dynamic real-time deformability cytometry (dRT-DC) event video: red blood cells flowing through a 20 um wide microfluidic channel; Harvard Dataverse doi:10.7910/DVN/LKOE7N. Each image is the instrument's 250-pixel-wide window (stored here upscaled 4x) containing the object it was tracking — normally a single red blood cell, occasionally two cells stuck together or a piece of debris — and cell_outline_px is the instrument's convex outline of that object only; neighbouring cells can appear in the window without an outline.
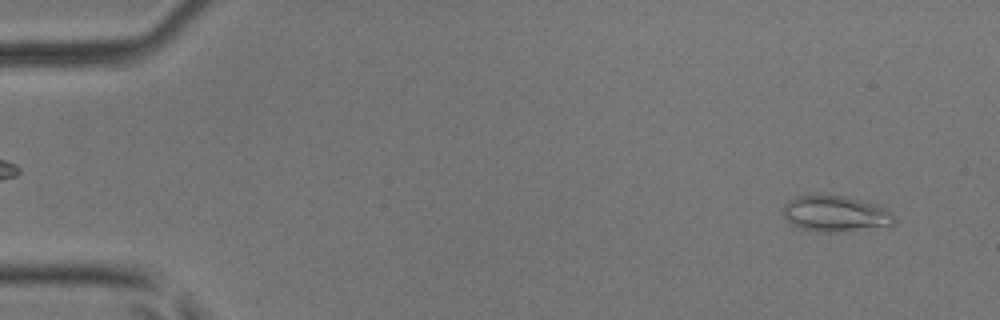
{"species": "common noctule bat (a hibernating species)", "species_latin": "Nyctalus noctula", "temperature_condition": "room temperature", "stored_images_in_passage": 50, "camera_frame_rate_fps": 3000, "um_per_image_px": 0.085, "animal": {"sex": "male", "body_mass_g": 17.9, "forearm_length_mm": 54.2}, "frame": {"image": 1, "passage_image": 3, "time_ms": 0.667, "image_size_px": [1000, 320], "cell_outline_px": [[896, 220], [892, 228], [844, 232], [824, 232], [800, 228], [792, 224], [784, 216], [784, 204], [788, 200], [796, 196], [844, 196], [876, 204], [888, 208], [892, 212]], "centroid_in_image_um": [71.14, 18.21], "position_along_channel_um": 13.9, "area_um2": 23.76}}
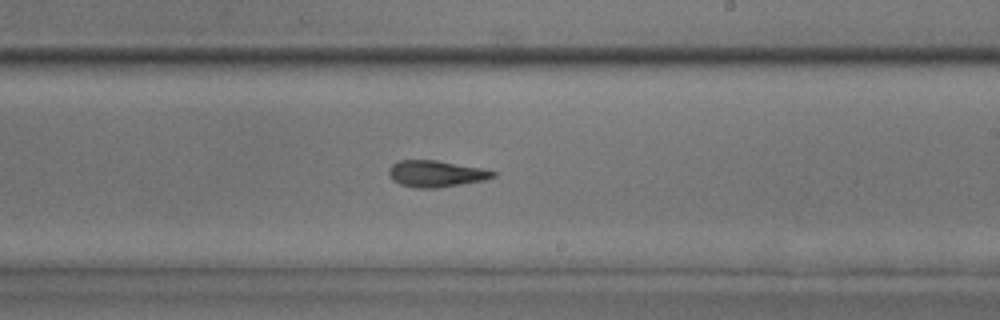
{"frame": {"image": 2, "passage_image": 30, "time_ms": 9.667, "image_size_px": [1000, 320], "cell_outline_px": [[496, 176], [484, 180], [436, 188], [416, 188], [400, 184], [392, 180], [388, 176], [388, 168], [392, 164], [400, 160], [436, 160], [480, 168], [496, 172]], "centroid_in_image_um": [37.0, 14.77], "position_along_channel_um": 252.0, "area_um2": 16.01}}
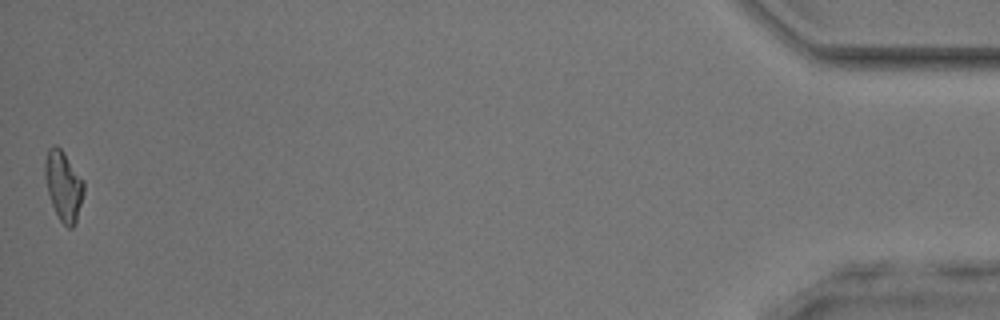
{"frame": {"image": 3, "passage_image": 50, "time_ms": 16.333, "image_size_px": [1000, 320], "cell_outline_px": [[84, 192], [76, 224], [72, 228], [68, 228], [60, 220], [52, 204], [48, 192], [44, 176], [44, 164], [48, 148], [52, 144], [56, 144], [60, 148], [84, 180]], "centroid_in_image_um": [5.4, 15.78], "position_along_channel_um": 429.8, "area_um2": 15.84}, "authors_computed_cell_mechanics": {"area_um2": 16.184, "velocity_mm_per_s": 4.0697, "shape_relaxation_time_tau1_ms": 5.0271, "shape_relaxation_time_tau2_ms": 2.7176, "deformation_change_tau1": 0.1575, "deformation_change_tau2": 0.1043}}